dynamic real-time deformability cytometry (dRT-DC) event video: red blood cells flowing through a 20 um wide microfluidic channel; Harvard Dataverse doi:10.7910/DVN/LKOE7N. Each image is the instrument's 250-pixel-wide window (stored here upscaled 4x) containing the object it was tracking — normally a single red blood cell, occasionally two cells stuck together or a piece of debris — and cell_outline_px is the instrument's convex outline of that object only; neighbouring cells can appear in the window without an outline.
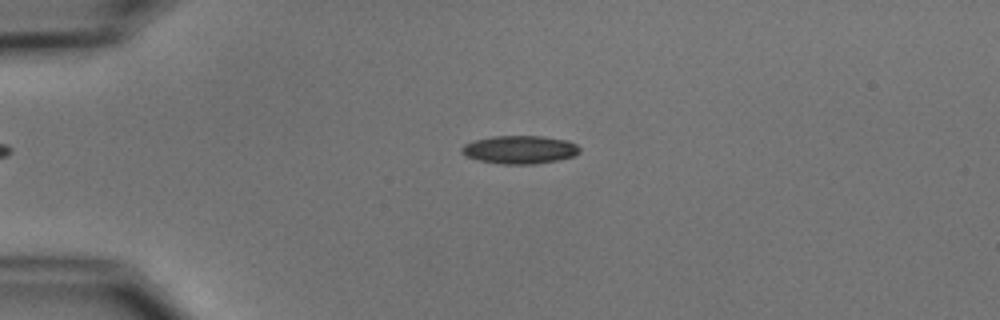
{"species": "common noctule bat (a hibernating species)", "species_latin": "Nyctalus noctula", "temperature_condition": "cold", "stored_images_in_passage": 5, "camera_frame_rate_fps": 3000, "um_per_image_px": 0.085, "animal": {"sex": "male", "body_mass_g": 15.6}, "frame": {"image": 1, "passage_image": 3, "time_ms": 2.333, "image_size_px": [1000, 320], "cell_outline_px": [[580, 152], [572, 156], [556, 160], [532, 164], [500, 164], [480, 160], [464, 156], [460, 152], [460, 148], [464, 144], [472, 140], [492, 136], [544, 136], [568, 140], [576, 144], [580, 148]], "centroid_in_image_um": [44.13, 12.71], "position_along_channel_um": 40.9, "area_um2": 19.48}}